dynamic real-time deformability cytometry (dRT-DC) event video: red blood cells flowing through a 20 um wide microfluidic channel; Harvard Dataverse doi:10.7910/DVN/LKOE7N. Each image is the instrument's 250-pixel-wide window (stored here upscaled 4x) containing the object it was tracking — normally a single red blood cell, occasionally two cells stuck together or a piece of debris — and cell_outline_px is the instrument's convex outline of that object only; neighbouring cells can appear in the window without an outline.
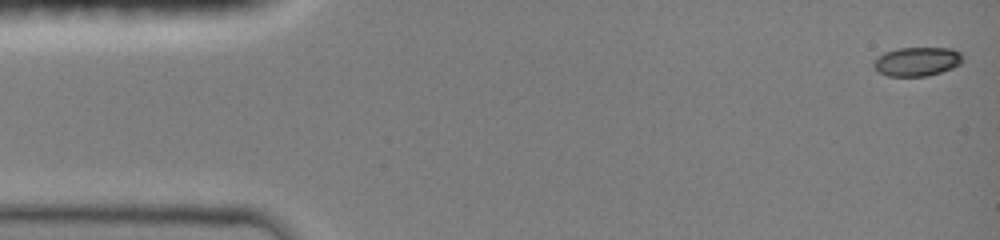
{"species": "common noctule bat (a hibernating species)", "species_latin": "Nyctalus noctula", "temperature_condition": "room temperature", "stored_images_in_passage": 46, "camera_frame_rate_fps": 3000, "um_per_image_px": 0.085, "animal": {"sex": "female", "body_mass_g": 19.0, "forearm_length_mm": 51.5}, "frame": {"image": 1, "passage_image": 1, "time_ms": 0.0, "image_size_px": [1000, 240], "cell_outline_px": [[960, 64], [952, 68], [928, 76], [888, 76], [876, 72], [872, 64], [884, 52], [900, 48], [952, 48], [960, 52]], "centroid_in_image_um": [77.91, 5.24], "position_along_channel_um": 7.1, "area_um2": 14.91}}
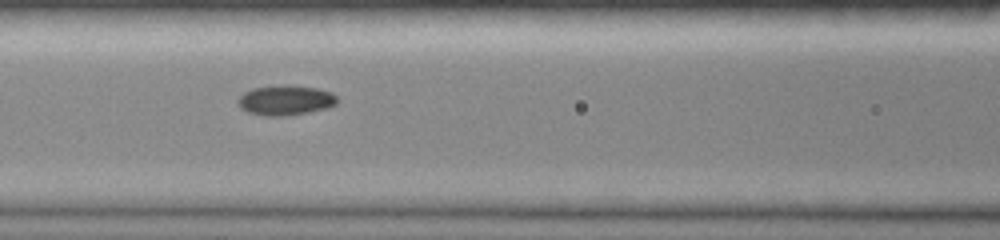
{"frame": {"image": 2, "passage_image": 20, "time_ms": 6.333, "image_size_px": [1000, 240], "cell_outline_px": [[336, 104], [324, 108], [308, 112], [284, 116], [264, 116], [248, 112], [240, 108], [236, 100], [244, 92], [252, 88], [316, 88], [332, 92], [336, 96]], "centroid_in_image_um": [24.22, 8.58], "position_along_channel_um": 142.4, "area_um2": 16.42}}
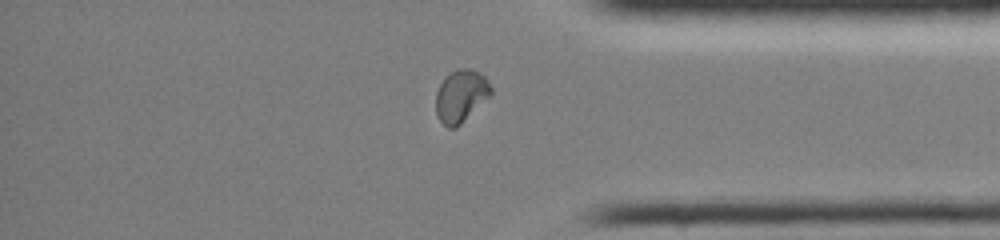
{"frame": {"image": 3, "passage_image": 39, "time_ms": 12.667, "image_size_px": [1000, 240], "cell_outline_px": [[492, 96], [456, 128], [448, 128], [440, 120], [436, 112], [436, 92], [444, 76], [460, 68], [472, 68], [484, 76], [492, 88]], "centroid_in_image_um": [39.2, 8.16], "position_along_channel_um": 396.0, "area_um2": 16.99}}